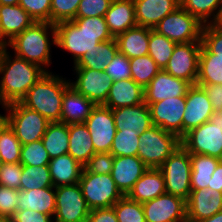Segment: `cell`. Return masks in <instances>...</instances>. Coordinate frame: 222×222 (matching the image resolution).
<instances>
[{
	"instance_id": "1",
	"label": "cell",
	"mask_w": 222,
	"mask_h": 222,
	"mask_svg": "<svg viewBox=\"0 0 222 222\" xmlns=\"http://www.w3.org/2000/svg\"><path fill=\"white\" fill-rule=\"evenodd\" d=\"M4 47L0 53V106L21 102L28 90L45 74L39 65L10 54Z\"/></svg>"
},
{
	"instance_id": "2",
	"label": "cell",
	"mask_w": 222,
	"mask_h": 222,
	"mask_svg": "<svg viewBox=\"0 0 222 222\" xmlns=\"http://www.w3.org/2000/svg\"><path fill=\"white\" fill-rule=\"evenodd\" d=\"M56 46L55 25L49 22H34L22 33L16 35L5 45L14 51V55L28 62L39 65L46 72L49 70L51 60V47Z\"/></svg>"
},
{
	"instance_id": "3",
	"label": "cell",
	"mask_w": 222,
	"mask_h": 222,
	"mask_svg": "<svg viewBox=\"0 0 222 222\" xmlns=\"http://www.w3.org/2000/svg\"><path fill=\"white\" fill-rule=\"evenodd\" d=\"M70 86L69 79L53 72L39 79L27 92L21 103L37 111L50 122H60L62 99L65 90Z\"/></svg>"
},
{
	"instance_id": "4",
	"label": "cell",
	"mask_w": 222,
	"mask_h": 222,
	"mask_svg": "<svg viewBox=\"0 0 222 222\" xmlns=\"http://www.w3.org/2000/svg\"><path fill=\"white\" fill-rule=\"evenodd\" d=\"M190 154H201L222 160V110L214 111L209 121L191 129L181 138Z\"/></svg>"
},
{
	"instance_id": "5",
	"label": "cell",
	"mask_w": 222,
	"mask_h": 222,
	"mask_svg": "<svg viewBox=\"0 0 222 222\" xmlns=\"http://www.w3.org/2000/svg\"><path fill=\"white\" fill-rule=\"evenodd\" d=\"M137 156L148 168H159L181 146V139L174 133L151 126L139 135Z\"/></svg>"
},
{
	"instance_id": "6",
	"label": "cell",
	"mask_w": 222,
	"mask_h": 222,
	"mask_svg": "<svg viewBox=\"0 0 222 222\" xmlns=\"http://www.w3.org/2000/svg\"><path fill=\"white\" fill-rule=\"evenodd\" d=\"M3 119L13 129L21 145L41 140L50 123L37 111L24 106L21 102L3 107Z\"/></svg>"
},
{
	"instance_id": "7",
	"label": "cell",
	"mask_w": 222,
	"mask_h": 222,
	"mask_svg": "<svg viewBox=\"0 0 222 222\" xmlns=\"http://www.w3.org/2000/svg\"><path fill=\"white\" fill-rule=\"evenodd\" d=\"M56 46L73 57L75 64L84 54L101 42L114 39L111 34L90 33L80 30L72 21H64L55 25Z\"/></svg>"
},
{
	"instance_id": "8",
	"label": "cell",
	"mask_w": 222,
	"mask_h": 222,
	"mask_svg": "<svg viewBox=\"0 0 222 222\" xmlns=\"http://www.w3.org/2000/svg\"><path fill=\"white\" fill-rule=\"evenodd\" d=\"M78 184L91 210L110 208L123 197L111 174L90 173L84 168Z\"/></svg>"
},
{
	"instance_id": "9",
	"label": "cell",
	"mask_w": 222,
	"mask_h": 222,
	"mask_svg": "<svg viewBox=\"0 0 222 222\" xmlns=\"http://www.w3.org/2000/svg\"><path fill=\"white\" fill-rule=\"evenodd\" d=\"M165 181L166 193L187 200L191 192L190 153L181 145L159 167Z\"/></svg>"
},
{
	"instance_id": "10",
	"label": "cell",
	"mask_w": 222,
	"mask_h": 222,
	"mask_svg": "<svg viewBox=\"0 0 222 222\" xmlns=\"http://www.w3.org/2000/svg\"><path fill=\"white\" fill-rule=\"evenodd\" d=\"M203 24L179 6L163 18L154 28L176 44L201 42Z\"/></svg>"
},
{
	"instance_id": "11",
	"label": "cell",
	"mask_w": 222,
	"mask_h": 222,
	"mask_svg": "<svg viewBox=\"0 0 222 222\" xmlns=\"http://www.w3.org/2000/svg\"><path fill=\"white\" fill-rule=\"evenodd\" d=\"M54 222H86L90 213L80 185H63L55 187Z\"/></svg>"
},
{
	"instance_id": "12",
	"label": "cell",
	"mask_w": 222,
	"mask_h": 222,
	"mask_svg": "<svg viewBox=\"0 0 222 222\" xmlns=\"http://www.w3.org/2000/svg\"><path fill=\"white\" fill-rule=\"evenodd\" d=\"M202 42L176 44L165 71L195 85L198 77L199 54Z\"/></svg>"
},
{
	"instance_id": "13",
	"label": "cell",
	"mask_w": 222,
	"mask_h": 222,
	"mask_svg": "<svg viewBox=\"0 0 222 222\" xmlns=\"http://www.w3.org/2000/svg\"><path fill=\"white\" fill-rule=\"evenodd\" d=\"M146 222H187L186 200L172 194H162L142 203Z\"/></svg>"
},
{
	"instance_id": "14",
	"label": "cell",
	"mask_w": 222,
	"mask_h": 222,
	"mask_svg": "<svg viewBox=\"0 0 222 222\" xmlns=\"http://www.w3.org/2000/svg\"><path fill=\"white\" fill-rule=\"evenodd\" d=\"M74 80H70V86L78 93L93 101L96 105H103L110 92L113 81L105 71L94 69H74Z\"/></svg>"
},
{
	"instance_id": "15",
	"label": "cell",
	"mask_w": 222,
	"mask_h": 222,
	"mask_svg": "<svg viewBox=\"0 0 222 222\" xmlns=\"http://www.w3.org/2000/svg\"><path fill=\"white\" fill-rule=\"evenodd\" d=\"M84 123L90 132L95 153L110 152L117 131L112 109L96 105Z\"/></svg>"
},
{
	"instance_id": "16",
	"label": "cell",
	"mask_w": 222,
	"mask_h": 222,
	"mask_svg": "<svg viewBox=\"0 0 222 222\" xmlns=\"http://www.w3.org/2000/svg\"><path fill=\"white\" fill-rule=\"evenodd\" d=\"M186 98L173 97L149 105L151 121L165 131L182 138V120L185 112Z\"/></svg>"
},
{
	"instance_id": "17",
	"label": "cell",
	"mask_w": 222,
	"mask_h": 222,
	"mask_svg": "<svg viewBox=\"0 0 222 222\" xmlns=\"http://www.w3.org/2000/svg\"><path fill=\"white\" fill-rule=\"evenodd\" d=\"M186 106L182 120V137L191 129L209 121L214 110L204 89L195 84L186 93Z\"/></svg>"
},
{
	"instance_id": "18",
	"label": "cell",
	"mask_w": 222,
	"mask_h": 222,
	"mask_svg": "<svg viewBox=\"0 0 222 222\" xmlns=\"http://www.w3.org/2000/svg\"><path fill=\"white\" fill-rule=\"evenodd\" d=\"M191 84L184 79L176 78L160 70L157 75L144 88V102L149 106L168 98L186 97Z\"/></svg>"
},
{
	"instance_id": "19",
	"label": "cell",
	"mask_w": 222,
	"mask_h": 222,
	"mask_svg": "<svg viewBox=\"0 0 222 222\" xmlns=\"http://www.w3.org/2000/svg\"><path fill=\"white\" fill-rule=\"evenodd\" d=\"M187 222H198L222 211V192L207 189L192 190L186 200Z\"/></svg>"
},
{
	"instance_id": "20",
	"label": "cell",
	"mask_w": 222,
	"mask_h": 222,
	"mask_svg": "<svg viewBox=\"0 0 222 222\" xmlns=\"http://www.w3.org/2000/svg\"><path fill=\"white\" fill-rule=\"evenodd\" d=\"M147 169L138 156H114L111 175L117 189L127 196Z\"/></svg>"
},
{
	"instance_id": "21",
	"label": "cell",
	"mask_w": 222,
	"mask_h": 222,
	"mask_svg": "<svg viewBox=\"0 0 222 222\" xmlns=\"http://www.w3.org/2000/svg\"><path fill=\"white\" fill-rule=\"evenodd\" d=\"M35 21L19 5H0V43L4 46Z\"/></svg>"
},
{
	"instance_id": "22",
	"label": "cell",
	"mask_w": 222,
	"mask_h": 222,
	"mask_svg": "<svg viewBox=\"0 0 222 222\" xmlns=\"http://www.w3.org/2000/svg\"><path fill=\"white\" fill-rule=\"evenodd\" d=\"M138 26L154 29L167 15L180 6L177 0H133Z\"/></svg>"
},
{
	"instance_id": "23",
	"label": "cell",
	"mask_w": 222,
	"mask_h": 222,
	"mask_svg": "<svg viewBox=\"0 0 222 222\" xmlns=\"http://www.w3.org/2000/svg\"><path fill=\"white\" fill-rule=\"evenodd\" d=\"M116 130H134L140 135L153 126L149 106L143 102L129 107L112 109Z\"/></svg>"
},
{
	"instance_id": "24",
	"label": "cell",
	"mask_w": 222,
	"mask_h": 222,
	"mask_svg": "<svg viewBox=\"0 0 222 222\" xmlns=\"http://www.w3.org/2000/svg\"><path fill=\"white\" fill-rule=\"evenodd\" d=\"M95 107L93 101L69 86L63 95L60 122L67 125L84 123Z\"/></svg>"
},
{
	"instance_id": "25",
	"label": "cell",
	"mask_w": 222,
	"mask_h": 222,
	"mask_svg": "<svg viewBox=\"0 0 222 222\" xmlns=\"http://www.w3.org/2000/svg\"><path fill=\"white\" fill-rule=\"evenodd\" d=\"M143 102L144 88L129 78L112 83L109 95L103 106L116 109L138 105Z\"/></svg>"
},
{
	"instance_id": "26",
	"label": "cell",
	"mask_w": 222,
	"mask_h": 222,
	"mask_svg": "<svg viewBox=\"0 0 222 222\" xmlns=\"http://www.w3.org/2000/svg\"><path fill=\"white\" fill-rule=\"evenodd\" d=\"M166 193L165 181L159 168H148L135 182L128 197L136 202L144 203Z\"/></svg>"
},
{
	"instance_id": "27",
	"label": "cell",
	"mask_w": 222,
	"mask_h": 222,
	"mask_svg": "<svg viewBox=\"0 0 222 222\" xmlns=\"http://www.w3.org/2000/svg\"><path fill=\"white\" fill-rule=\"evenodd\" d=\"M109 32L115 38L126 30L137 26L133 0H112L105 13Z\"/></svg>"
},
{
	"instance_id": "28",
	"label": "cell",
	"mask_w": 222,
	"mask_h": 222,
	"mask_svg": "<svg viewBox=\"0 0 222 222\" xmlns=\"http://www.w3.org/2000/svg\"><path fill=\"white\" fill-rule=\"evenodd\" d=\"M151 29L137 25L117 35L115 40L118 52L124 54L128 59L147 55Z\"/></svg>"
},
{
	"instance_id": "29",
	"label": "cell",
	"mask_w": 222,
	"mask_h": 222,
	"mask_svg": "<svg viewBox=\"0 0 222 222\" xmlns=\"http://www.w3.org/2000/svg\"><path fill=\"white\" fill-rule=\"evenodd\" d=\"M18 199V210L29 209L54 216L56 210L55 187L19 190Z\"/></svg>"
},
{
	"instance_id": "30",
	"label": "cell",
	"mask_w": 222,
	"mask_h": 222,
	"mask_svg": "<svg viewBox=\"0 0 222 222\" xmlns=\"http://www.w3.org/2000/svg\"><path fill=\"white\" fill-rule=\"evenodd\" d=\"M48 166L54 187L78 183L84 169L70 154L50 159Z\"/></svg>"
},
{
	"instance_id": "31",
	"label": "cell",
	"mask_w": 222,
	"mask_h": 222,
	"mask_svg": "<svg viewBox=\"0 0 222 222\" xmlns=\"http://www.w3.org/2000/svg\"><path fill=\"white\" fill-rule=\"evenodd\" d=\"M68 154L83 167L95 154L90 132L85 123L69 124Z\"/></svg>"
},
{
	"instance_id": "32",
	"label": "cell",
	"mask_w": 222,
	"mask_h": 222,
	"mask_svg": "<svg viewBox=\"0 0 222 222\" xmlns=\"http://www.w3.org/2000/svg\"><path fill=\"white\" fill-rule=\"evenodd\" d=\"M117 52L118 46L115 38L101 42L73 64V69H94L96 71H105L107 64L113 60V57Z\"/></svg>"
},
{
	"instance_id": "33",
	"label": "cell",
	"mask_w": 222,
	"mask_h": 222,
	"mask_svg": "<svg viewBox=\"0 0 222 222\" xmlns=\"http://www.w3.org/2000/svg\"><path fill=\"white\" fill-rule=\"evenodd\" d=\"M41 140L50 159L68 154L69 125L61 122H50Z\"/></svg>"
},
{
	"instance_id": "34",
	"label": "cell",
	"mask_w": 222,
	"mask_h": 222,
	"mask_svg": "<svg viewBox=\"0 0 222 222\" xmlns=\"http://www.w3.org/2000/svg\"><path fill=\"white\" fill-rule=\"evenodd\" d=\"M190 160L191 191L207 189L208 185H210L212 174L221 160L215 157L201 154H190Z\"/></svg>"
},
{
	"instance_id": "35",
	"label": "cell",
	"mask_w": 222,
	"mask_h": 222,
	"mask_svg": "<svg viewBox=\"0 0 222 222\" xmlns=\"http://www.w3.org/2000/svg\"><path fill=\"white\" fill-rule=\"evenodd\" d=\"M197 85H222V57L210 53L203 45L199 54Z\"/></svg>"
},
{
	"instance_id": "36",
	"label": "cell",
	"mask_w": 222,
	"mask_h": 222,
	"mask_svg": "<svg viewBox=\"0 0 222 222\" xmlns=\"http://www.w3.org/2000/svg\"><path fill=\"white\" fill-rule=\"evenodd\" d=\"M180 6L203 25L214 24L222 7V0H181Z\"/></svg>"
},
{
	"instance_id": "37",
	"label": "cell",
	"mask_w": 222,
	"mask_h": 222,
	"mask_svg": "<svg viewBox=\"0 0 222 222\" xmlns=\"http://www.w3.org/2000/svg\"><path fill=\"white\" fill-rule=\"evenodd\" d=\"M22 145L9 124L0 122V157L3 163H19Z\"/></svg>"
},
{
	"instance_id": "38",
	"label": "cell",
	"mask_w": 222,
	"mask_h": 222,
	"mask_svg": "<svg viewBox=\"0 0 222 222\" xmlns=\"http://www.w3.org/2000/svg\"><path fill=\"white\" fill-rule=\"evenodd\" d=\"M176 43L158 33L154 29L150 31L148 55L164 70L167 66Z\"/></svg>"
},
{
	"instance_id": "39",
	"label": "cell",
	"mask_w": 222,
	"mask_h": 222,
	"mask_svg": "<svg viewBox=\"0 0 222 222\" xmlns=\"http://www.w3.org/2000/svg\"><path fill=\"white\" fill-rule=\"evenodd\" d=\"M46 187H54L48 165H22L20 190H32Z\"/></svg>"
},
{
	"instance_id": "40",
	"label": "cell",
	"mask_w": 222,
	"mask_h": 222,
	"mask_svg": "<svg viewBox=\"0 0 222 222\" xmlns=\"http://www.w3.org/2000/svg\"><path fill=\"white\" fill-rule=\"evenodd\" d=\"M131 79L145 88L161 70L147 54L130 59Z\"/></svg>"
},
{
	"instance_id": "41",
	"label": "cell",
	"mask_w": 222,
	"mask_h": 222,
	"mask_svg": "<svg viewBox=\"0 0 222 222\" xmlns=\"http://www.w3.org/2000/svg\"><path fill=\"white\" fill-rule=\"evenodd\" d=\"M139 133L134 130H117L113 139L110 153L113 156H137Z\"/></svg>"
},
{
	"instance_id": "42",
	"label": "cell",
	"mask_w": 222,
	"mask_h": 222,
	"mask_svg": "<svg viewBox=\"0 0 222 222\" xmlns=\"http://www.w3.org/2000/svg\"><path fill=\"white\" fill-rule=\"evenodd\" d=\"M118 222H146L142 203L123 196L113 206Z\"/></svg>"
},
{
	"instance_id": "43",
	"label": "cell",
	"mask_w": 222,
	"mask_h": 222,
	"mask_svg": "<svg viewBox=\"0 0 222 222\" xmlns=\"http://www.w3.org/2000/svg\"><path fill=\"white\" fill-rule=\"evenodd\" d=\"M50 157L46 151L42 140L22 145L20 163L29 166L48 165Z\"/></svg>"
},
{
	"instance_id": "44",
	"label": "cell",
	"mask_w": 222,
	"mask_h": 222,
	"mask_svg": "<svg viewBox=\"0 0 222 222\" xmlns=\"http://www.w3.org/2000/svg\"><path fill=\"white\" fill-rule=\"evenodd\" d=\"M81 0H51V23L72 21L77 14Z\"/></svg>"
},
{
	"instance_id": "45",
	"label": "cell",
	"mask_w": 222,
	"mask_h": 222,
	"mask_svg": "<svg viewBox=\"0 0 222 222\" xmlns=\"http://www.w3.org/2000/svg\"><path fill=\"white\" fill-rule=\"evenodd\" d=\"M18 4L35 22L51 23V0H19Z\"/></svg>"
},
{
	"instance_id": "46",
	"label": "cell",
	"mask_w": 222,
	"mask_h": 222,
	"mask_svg": "<svg viewBox=\"0 0 222 222\" xmlns=\"http://www.w3.org/2000/svg\"><path fill=\"white\" fill-rule=\"evenodd\" d=\"M202 45L217 57H222V29L215 24H206L202 29Z\"/></svg>"
},
{
	"instance_id": "47",
	"label": "cell",
	"mask_w": 222,
	"mask_h": 222,
	"mask_svg": "<svg viewBox=\"0 0 222 222\" xmlns=\"http://www.w3.org/2000/svg\"><path fill=\"white\" fill-rule=\"evenodd\" d=\"M105 73L113 82L131 78L130 59L117 52L113 60L107 64Z\"/></svg>"
},
{
	"instance_id": "48",
	"label": "cell",
	"mask_w": 222,
	"mask_h": 222,
	"mask_svg": "<svg viewBox=\"0 0 222 222\" xmlns=\"http://www.w3.org/2000/svg\"><path fill=\"white\" fill-rule=\"evenodd\" d=\"M112 0H81L75 18L104 17Z\"/></svg>"
},
{
	"instance_id": "49",
	"label": "cell",
	"mask_w": 222,
	"mask_h": 222,
	"mask_svg": "<svg viewBox=\"0 0 222 222\" xmlns=\"http://www.w3.org/2000/svg\"><path fill=\"white\" fill-rule=\"evenodd\" d=\"M22 164L3 163L0 168V185L11 189L20 190Z\"/></svg>"
},
{
	"instance_id": "50",
	"label": "cell",
	"mask_w": 222,
	"mask_h": 222,
	"mask_svg": "<svg viewBox=\"0 0 222 222\" xmlns=\"http://www.w3.org/2000/svg\"><path fill=\"white\" fill-rule=\"evenodd\" d=\"M114 156L110 152L95 153L84 168L95 174H111Z\"/></svg>"
},
{
	"instance_id": "51",
	"label": "cell",
	"mask_w": 222,
	"mask_h": 222,
	"mask_svg": "<svg viewBox=\"0 0 222 222\" xmlns=\"http://www.w3.org/2000/svg\"><path fill=\"white\" fill-rule=\"evenodd\" d=\"M17 189L0 185V216L9 217L18 210L19 199Z\"/></svg>"
},
{
	"instance_id": "52",
	"label": "cell",
	"mask_w": 222,
	"mask_h": 222,
	"mask_svg": "<svg viewBox=\"0 0 222 222\" xmlns=\"http://www.w3.org/2000/svg\"><path fill=\"white\" fill-rule=\"evenodd\" d=\"M72 22L84 32L111 34L104 17L74 18Z\"/></svg>"
},
{
	"instance_id": "53",
	"label": "cell",
	"mask_w": 222,
	"mask_h": 222,
	"mask_svg": "<svg viewBox=\"0 0 222 222\" xmlns=\"http://www.w3.org/2000/svg\"><path fill=\"white\" fill-rule=\"evenodd\" d=\"M12 222H54L53 216L35 210H17L11 216Z\"/></svg>"
},
{
	"instance_id": "54",
	"label": "cell",
	"mask_w": 222,
	"mask_h": 222,
	"mask_svg": "<svg viewBox=\"0 0 222 222\" xmlns=\"http://www.w3.org/2000/svg\"><path fill=\"white\" fill-rule=\"evenodd\" d=\"M86 222H118L113 207L90 210Z\"/></svg>"
},
{
	"instance_id": "55",
	"label": "cell",
	"mask_w": 222,
	"mask_h": 222,
	"mask_svg": "<svg viewBox=\"0 0 222 222\" xmlns=\"http://www.w3.org/2000/svg\"><path fill=\"white\" fill-rule=\"evenodd\" d=\"M207 94L214 111L222 110V86L221 85H199Z\"/></svg>"
},
{
	"instance_id": "56",
	"label": "cell",
	"mask_w": 222,
	"mask_h": 222,
	"mask_svg": "<svg viewBox=\"0 0 222 222\" xmlns=\"http://www.w3.org/2000/svg\"><path fill=\"white\" fill-rule=\"evenodd\" d=\"M208 188L216 190L218 192H222V160L219 162L216 169L214 170Z\"/></svg>"
},
{
	"instance_id": "57",
	"label": "cell",
	"mask_w": 222,
	"mask_h": 222,
	"mask_svg": "<svg viewBox=\"0 0 222 222\" xmlns=\"http://www.w3.org/2000/svg\"><path fill=\"white\" fill-rule=\"evenodd\" d=\"M198 222H222V211L214 214L213 216L207 218V219H203L201 221Z\"/></svg>"
},
{
	"instance_id": "58",
	"label": "cell",
	"mask_w": 222,
	"mask_h": 222,
	"mask_svg": "<svg viewBox=\"0 0 222 222\" xmlns=\"http://www.w3.org/2000/svg\"><path fill=\"white\" fill-rule=\"evenodd\" d=\"M19 0H0V5H17Z\"/></svg>"
},
{
	"instance_id": "59",
	"label": "cell",
	"mask_w": 222,
	"mask_h": 222,
	"mask_svg": "<svg viewBox=\"0 0 222 222\" xmlns=\"http://www.w3.org/2000/svg\"><path fill=\"white\" fill-rule=\"evenodd\" d=\"M214 24L222 29V7L219 16Z\"/></svg>"
},
{
	"instance_id": "60",
	"label": "cell",
	"mask_w": 222,
	"mask_h": 222,
	"mask_svg": "<svg viewBox=\"0 0 222 222\" xmlns=\"http://www.w3.org/2000/svg\"><path fill=\"white\" fill-rule=\"evenodd\" d=\"M0 222H12L11 218L0 216Z\"/></svg>"
},
{
	"instance_id": "61",
	"label": "cell",
	"mask_w": 222,
	"mask_h": 222,
	"mask_svg": "<svg viewBox=\"0 0 222 222\" xmlns=\"http://www.w3.org/2000/svg\"><path fill=\"white\" fill-rule=\"evenodd\" d=\"M5 46L2 44V43H0V53H1V50L4 48Z\"/></svg>"
},
{
	"instance_id": "62",
	"label": "cell",
	"mask_w": 222,
	"mask_h": 222,
	"mask_svg": "<svg viewBox=\"0 0 222 222\" xmlns=\"http://www.w3.org/2000/svg\"><path fill=\"white\" fill-rule=\"evenodd\" d=\"M2 165H3V161H2V159L0 157V168L2 167Z\"/></svg>"
},
{
	"instance_id": "63",
	"label": "cell",
	"mask_w": 222,
	"mask_h": 222,
	"mask_svg": "<svg viewBox=\"0 0 222 222\" xmlns=\"http://www.w3.org/2000/svg\"><path fill=\"white\" fill-rule=\"evenodd\" d=\"M2 119H3V114L1 113L0 114V122L2 121Z\"/></svg>"
}]
</instances>
